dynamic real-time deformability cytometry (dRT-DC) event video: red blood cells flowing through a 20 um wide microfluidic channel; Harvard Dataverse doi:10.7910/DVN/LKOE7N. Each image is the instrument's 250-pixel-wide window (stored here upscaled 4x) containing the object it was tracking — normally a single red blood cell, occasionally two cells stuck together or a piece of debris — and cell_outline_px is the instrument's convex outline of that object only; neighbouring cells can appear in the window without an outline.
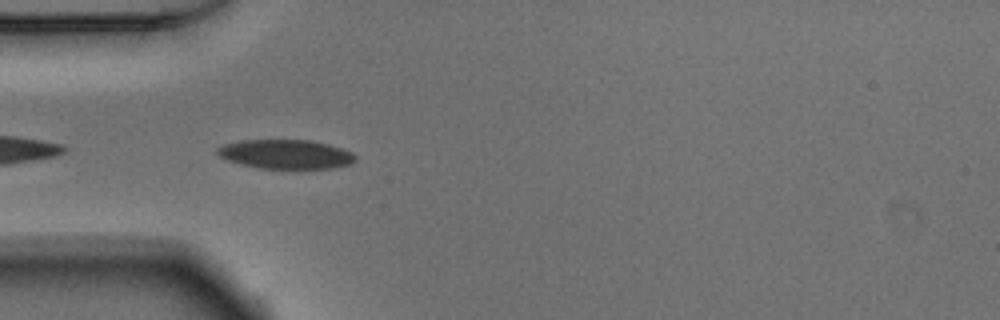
{"species": "Egyptian fruit bat (a non-hibernating species)", "species_latin": "Rousettus aegyptiacus", "temperature_condition": "warm", "stored_images_in_passage": 8, "camera_frame_rate_fps": 3000, "um_per_image_px": 0.085, "animal": {"sex": "male"}, "frame": {"image": 1, "passage_image": 2, "time_ms": 0.333, "image_size_px": [1000, 320], "cell_outline_px": [[356, 160], [352, 164], [332, 168], [260, 168], [240, 164], [228, 160], [220, 156], [216, 152], [216, 148], [224, 144], [240, 140], [308, 140], [328, 144], [352, 152], [356, 156]], "centroid_in_image_um": [24.29, 13.1], "position_along_channel_um": 60.7, "area_um2": 23.41}}
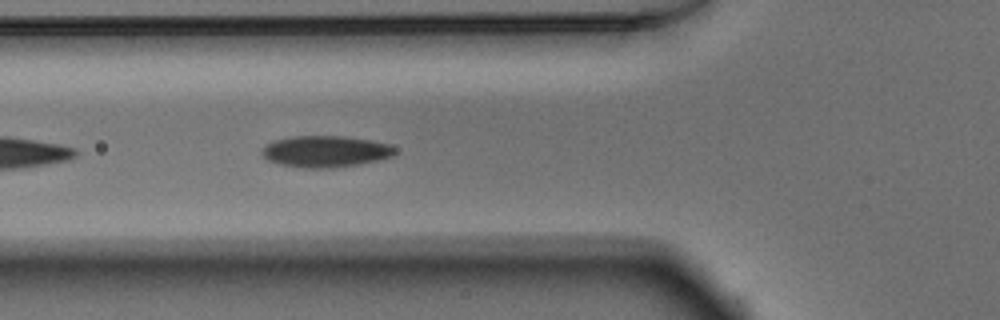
{"frame": {"image": 2, "passage_image": 5, "time_ms": 1.333, "image_size_px": [1000, 320], "cell_outline_px": [[396, 152], [392, 156], [380, 160], [360, 164], [332, 168], [304, 168], [280, 164], [268, 160], [260, 152], [264, 144], [272, 140], [292, 136], [344, 136], [372, 140], [388, 144], [396, 148]], "centroid_in_image_um": [27.65, 12.87], "position_along_channel_um": 98.1, "area_um2": 24.68}}